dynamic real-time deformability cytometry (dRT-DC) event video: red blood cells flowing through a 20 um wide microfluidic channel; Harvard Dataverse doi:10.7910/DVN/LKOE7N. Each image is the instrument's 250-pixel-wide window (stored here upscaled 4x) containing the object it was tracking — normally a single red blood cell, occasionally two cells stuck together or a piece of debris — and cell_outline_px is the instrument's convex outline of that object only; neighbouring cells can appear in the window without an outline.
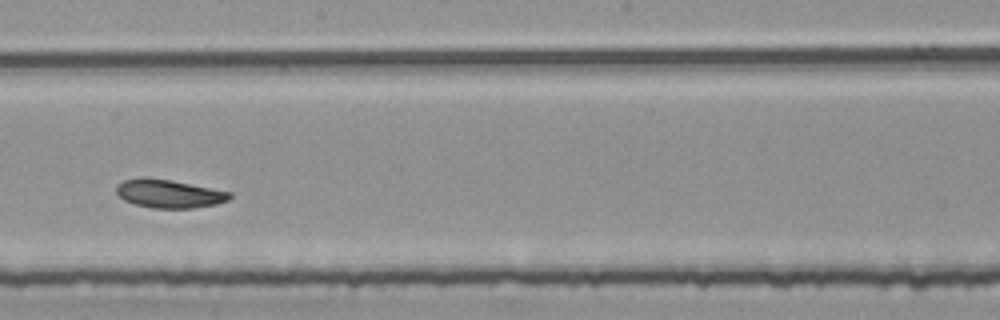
{"species": "common noctule bat (a hibernating species)", "species_latin": "Nyctalus noctula", "temperature_condition": "room temperature", "stored_images_in_passage": 34, "camera_frame_rate_fps": 3000, "um_per_image_px": 0.085, "animal": {"sex": "female", "body_mass_g": 25.1}, "frame": {"image": 1, "passage_image": 15, "time_ms": 4.667, "image_size_px": [1000, 320], "cell_outline_px": [[232, 196], [228, 200], [216, 204], [192, 208], [152, 208], [136, 204], [124, 200], [116, 192], [116, 184], [124, 180], [168, 180], [232, 192]], "centroid_in_image_um": [14.41, 16.5], "position_along_channel_um": 233.8, "area_um2": 17.98}, "authors_computed_cell_mechanics": {"area_um2": 18.9584, "velocity_mm_per_s": 3.7239, "shape_relaxation_time_tau1_ms": 8.2476, "shape_relaxation_time_tau2_ms": 3.7358, "deformation_change_tau1": 0.1174, "deformation_change_tau2": 0.0902}}